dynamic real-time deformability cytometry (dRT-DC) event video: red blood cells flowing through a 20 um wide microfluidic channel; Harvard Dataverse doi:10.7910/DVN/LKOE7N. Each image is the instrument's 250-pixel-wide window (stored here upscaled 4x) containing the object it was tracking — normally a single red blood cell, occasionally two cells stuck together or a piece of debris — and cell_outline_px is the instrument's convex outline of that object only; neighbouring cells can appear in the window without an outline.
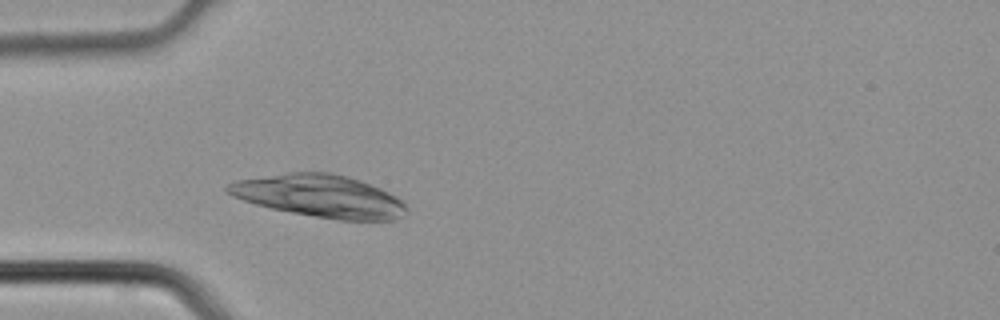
{"species": "common noctule bat (a hibernating species)", "species_latin": "Nyctalus noctula", "temperature_condition": "cold", "stored_images_in_passage": 4, "camera_frame_rate_fps": 3000, "um_per_image_px": 0.085, "animal": {"sex": "male", "body_mass_g": 21.5, "forearm_length_mm": 52.0}, "frame": {"image": 1, "passage_image": 4, "time_ms": 1.0, "image_size_px": [1000, 320], "cell_outline_px": [[408, 208], [400, 216], [392, 220], [340, 220], [292, 212], [272, 208], [256, 204], [232, 196], [224, 188], [228, 184], [236, 180], [288, 172], [328, 172], [348, 176], [360, 180], [380, 188], [396, 196]], "centroid_in_image_um": [27.16, 16.65], "position_along_channel_um": 57.8, "area_um2": 43.75}}